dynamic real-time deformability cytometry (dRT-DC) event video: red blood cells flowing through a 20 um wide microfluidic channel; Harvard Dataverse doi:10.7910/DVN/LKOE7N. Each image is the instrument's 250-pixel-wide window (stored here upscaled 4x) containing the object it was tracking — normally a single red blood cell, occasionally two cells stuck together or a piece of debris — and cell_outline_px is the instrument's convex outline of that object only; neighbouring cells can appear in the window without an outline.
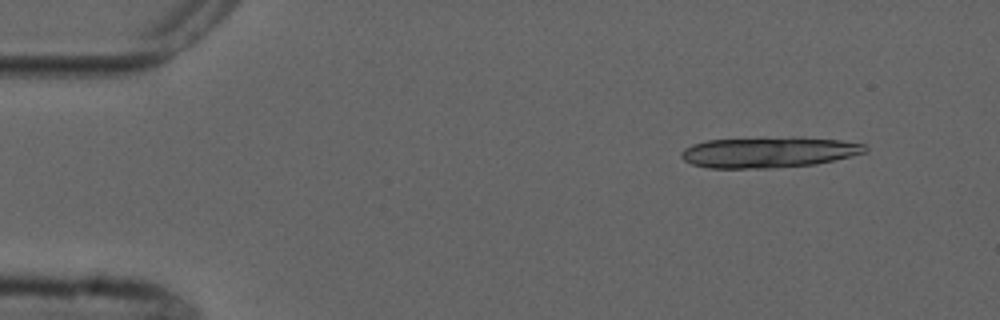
{"species": "common noctule bat (a hibernating species)", "species_latin": "Nyctalus noctula", "temperature_condition": "cold", "stored_images_in_passage": 5, "camera_frame_rate_fps": 3000, "um_per_image_px": 0.085, "animal": {"sex": "male", "forearm_length_mm": 52.5}, "frame": {"image": 1, "passage_image": 2, "time_ms": 1.333, "image_size_px": [1000, 320], "cell_outline_px": [[868, 152], [852, 156], [816, 164], [772, 168], [708, 168], [692, 164], [684, 160], [680, 156], [680, 152], [684, 148], [692, 144], [708, 140], [840, 140], [864, 144], [868, 148]], "centroid_in_image_um": [65.29, 13.0], "position_along_channel_um": 19.7, "area_um2": 31.44}}